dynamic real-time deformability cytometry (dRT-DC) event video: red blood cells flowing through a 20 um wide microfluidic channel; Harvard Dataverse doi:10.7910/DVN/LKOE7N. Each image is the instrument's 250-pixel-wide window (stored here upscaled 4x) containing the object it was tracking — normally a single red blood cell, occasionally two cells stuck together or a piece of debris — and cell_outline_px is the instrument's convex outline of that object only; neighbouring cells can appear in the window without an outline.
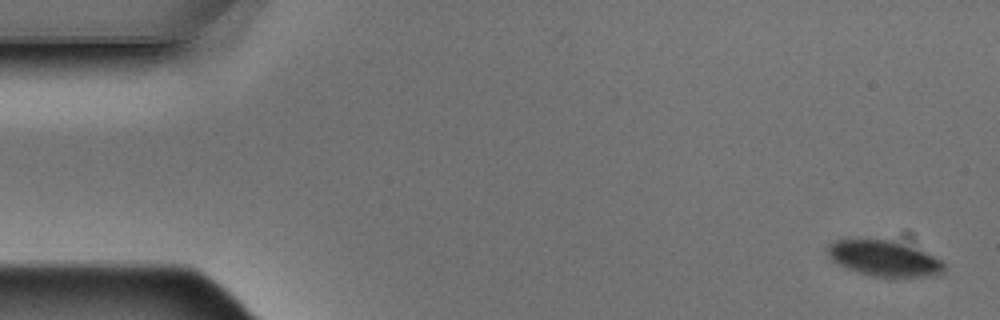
{"species": "Egyptian fruit bat (a non-hibernating species)", "species_latin": "Rousettus aegyptiacus", "temperature_condition": "warm", "stored_images_in_passage": 6, "camera_frame_rate_fps": 3000, "um_per_image_px": 0.085, "animal": {"sex": "male"}, "frame": {"image": 1, "passage_image": 1, "time_ms": 0.0, "image_size_px": [1000, 320], "cell_outline_px": [[944, 272], [932, 276], [872, 276], [856, 272], [832, 260], [828, 256], [828, 244], [836, 240], [892, 240], [924, 252], [940, 260], [944, 264]], "centroid_in_image_um": [75.13, 21.97], "position_along_channel_um": 9.9, "area_um2": 23.52}}